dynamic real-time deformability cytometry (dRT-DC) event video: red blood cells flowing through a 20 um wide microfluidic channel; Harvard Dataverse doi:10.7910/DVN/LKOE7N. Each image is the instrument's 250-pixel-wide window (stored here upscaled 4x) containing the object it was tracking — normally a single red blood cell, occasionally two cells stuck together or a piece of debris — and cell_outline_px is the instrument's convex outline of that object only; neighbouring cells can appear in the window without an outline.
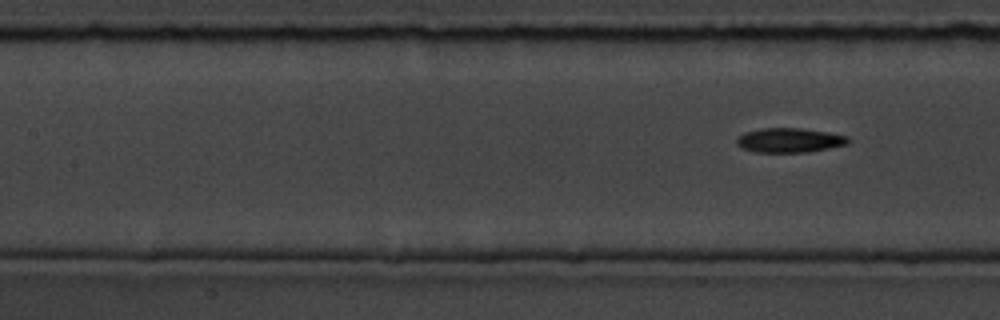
{"species": "common noctule bat (a hibernating species)", "species_latin": "Nyctalus noctula", "temperature_condition": "room temperature", "stored_images_in_passage": 6, "segment_of_instrument_passage": [2, 2], "camera_frame_rate_fps": 3000, "um_per_image_px": 0.085, "animal": {"sex": "male", "body_mass_g": 19.5, "forearm_length_mm": 54.6}, "frame": {"image": 1, "passage_image": 6, "time_ms": 6.667, "image_size_px": [1000, 320], "cell_outline_px": [[852, 140], [848, 144], [808, 152], [756, 152], [744, 148], [736, 144], [736, 140], [744, 132], [760, 128], [800, 128], [828, 132], [848, 136]], "centroid_in_image_um": [67.14, 11.91], "position_along_channel_um": 140.3, "area_um2": 15.9}}